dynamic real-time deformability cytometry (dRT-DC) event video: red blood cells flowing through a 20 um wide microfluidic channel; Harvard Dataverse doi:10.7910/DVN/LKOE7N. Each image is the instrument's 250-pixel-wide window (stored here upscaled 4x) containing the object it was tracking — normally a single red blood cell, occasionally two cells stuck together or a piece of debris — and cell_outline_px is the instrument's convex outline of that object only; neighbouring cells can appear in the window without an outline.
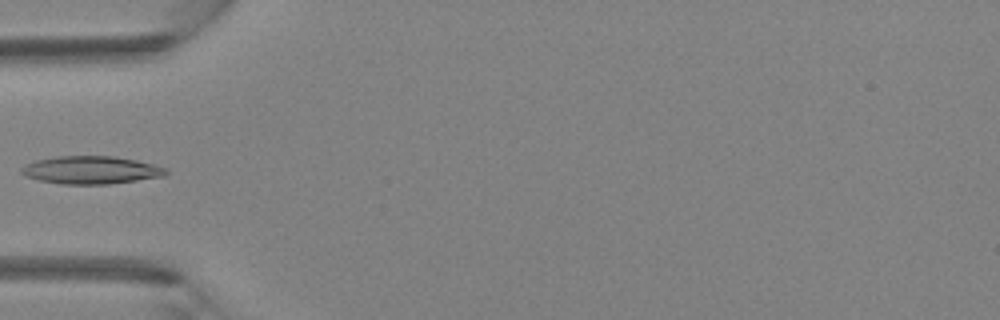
{"species": "Egyptian fruit bat (a non-hibernating species)", "species_latin": "Rousettus aegyptiacus", "temperature_condition": "room temperature", "stored_images_in_passage": 3, "camera_frame_rate_fps": 3000, "um_per_image_px": 0.085, "animal": {"sex": "female"}, "frame": {"image": 1, "passage_image": 3, "time_ms": 0.667, "image_size_px": [1000, 320], "cell_outline_px": [[168, 172], [164, 176], [108, 184], [60, 184], [40, 180], [24, 176], [20, 172], [20, 168], [24, 164], [36, 160], [56, 156], [112, 156], [136, 160], [168, 168]], "centroid_in_image_um": [7.7, 14.45], "position_along_channel_um": 77.3, "area_um2": 23.47}}